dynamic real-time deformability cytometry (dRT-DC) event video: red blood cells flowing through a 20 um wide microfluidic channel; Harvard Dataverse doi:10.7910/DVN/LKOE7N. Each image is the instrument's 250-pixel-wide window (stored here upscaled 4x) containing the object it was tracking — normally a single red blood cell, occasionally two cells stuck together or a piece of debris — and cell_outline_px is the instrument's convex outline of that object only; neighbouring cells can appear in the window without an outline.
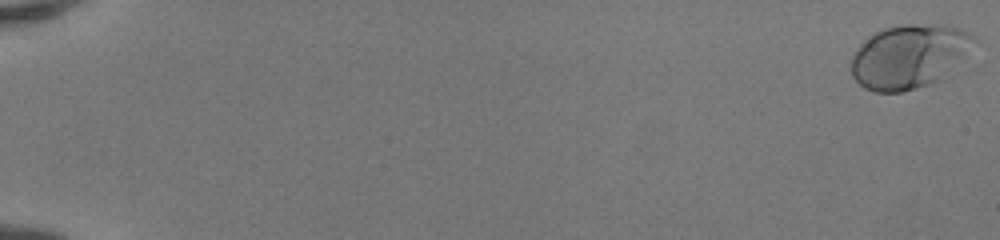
{"species": "human", "species_latin": "Homo sapiens", "temperature_condition": "room temperature", "stored_images_in_passage": 52, "camera_frame_rate_fps": 3000, "um_per_image_px": 0.085, "donor": {"sex": "female"}, "frame": {"image": 1, "passage_image": 1, "time_ms": 0.0, "image_size_px": [1000, 240], "cell_outline_px": [[976, 40], [964, 56], [940, 80], [928, 84], [900, 92], [876, 92], [864, 88], [852, 76], [852, 56], [856, 48], [872, 32], [884, 28], [904, 24], [948, 24], [968, 32], [976, 36]], "centroid_in_image_um": [77.25, 4.76], "position_along_channel_um": 7.8, "area_um2": 45.6}}
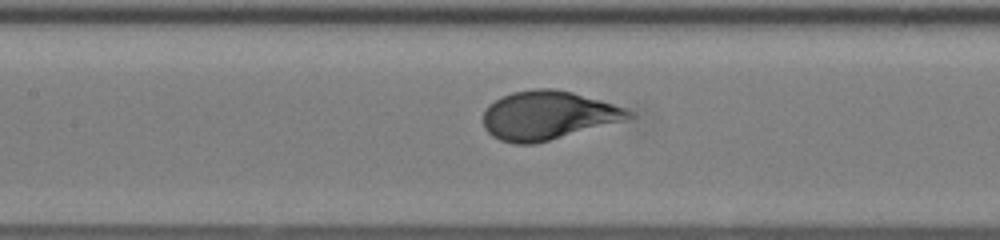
{"frame": {"image": 2, "passage_image": 27, "time_ms": 8.667, "image_size_px": [1000, 240], "cell_outline_px": [[636, 116], [536, 144], [512, 144], [500, 140], [492, 136], [484, 128], [484, 112], [488, 104], [512, 92], [536, 88], [552, 88], [572, 92], [600, 100], [624, 108], [632, 112]], "centroid_in_image_um": [46.51, 9.81], "position_along_channel_um": 160.9, "area_um2": 40.81}}
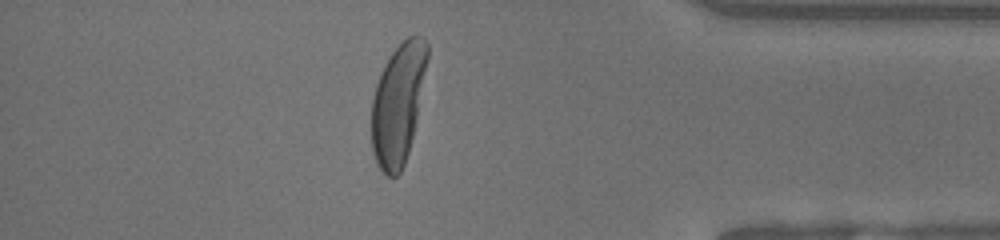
{"frame": {"image": 3, "passage_image": 46, "time_ms": 15.0, "image_size_px": [1000, 240], "cell_outline_px": [[428, 56], [416, 120], [408, 152], [404, 164], [400, 172], [396, 176], [388, 176], [376, 164], [372, 152], [372, 100], [376, 84], [384, 64], [392, 52], [408, 36], [424, 36], [428, 44]], "centroid_in_image_um": [33.82, 8.81], "position_along_channel_um": 401.4, "area_um2": 38.73}, "authors_computed_cell_mechanics": {"area_um2": 41.327, "velocity_mm_per_s": 4.1502, "shape_relaxation_time_tau1_ms": 3.0044, "shape_relaxation_time_tau2_ms": null, "deformation_change_tau1": 0.1733, "deformation_change_tau2": null}}